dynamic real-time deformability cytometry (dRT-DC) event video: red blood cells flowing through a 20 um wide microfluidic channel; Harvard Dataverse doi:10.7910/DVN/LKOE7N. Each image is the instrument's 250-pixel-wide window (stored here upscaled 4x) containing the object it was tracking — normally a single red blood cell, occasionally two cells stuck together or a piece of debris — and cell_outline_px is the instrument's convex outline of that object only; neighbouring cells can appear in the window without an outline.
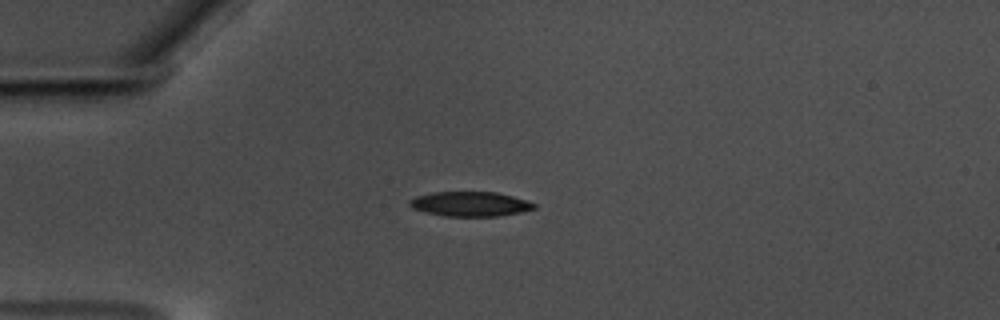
{"species": "common noctule bat (a hibernating species)", "species_latin": "Nyctalus noctula", "temperature_condition": "warm", "stored_images_in_passage": 44, "camera_frame_rate_fps": 3000, "um_per_image_px": 0.085, "animal": {"sex": "male", "body_mass_g": 17.5, "forearm_length_mm": 52.3}, "frame": {"image": 1, "passage_image": 1, "time_ms": 0.0, "image_size_px": [1000, 320], "cell_outline_px": [[536, 208], [520, 212], [500, 216], [444, 216], [412, 208], [408, 204], [408, 200], [416, 196], [432, 192], [496, 192], [512, 196], [536, 204]], "centroid_in_image_um": [39.94, 17.33], "position_along_channel_um": 45.1, "area_um2": 17.8}}
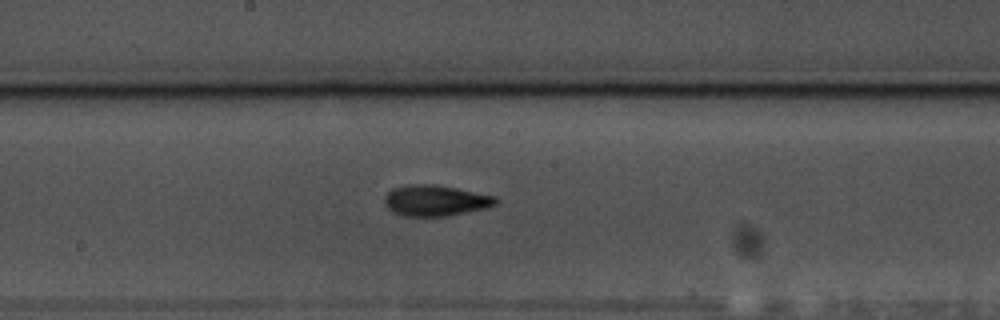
{"frame": {"image": 2, "passage_image": 17, "time_ms": 5.333, "image_size_px": [1000, 320], "cell_outline_px": [[500, 200], [496, 204], [488, 208], [448, 216], [404, 216], [392, 212], [384, 204], [384, 196], [392, 188], [412, 184], [432, 184], [456, 188], [496, 196]], "centroid_in_image_um": [37.03, 17.05], "position_along_channel_um": 211.2, "area_um2": 20.23}}
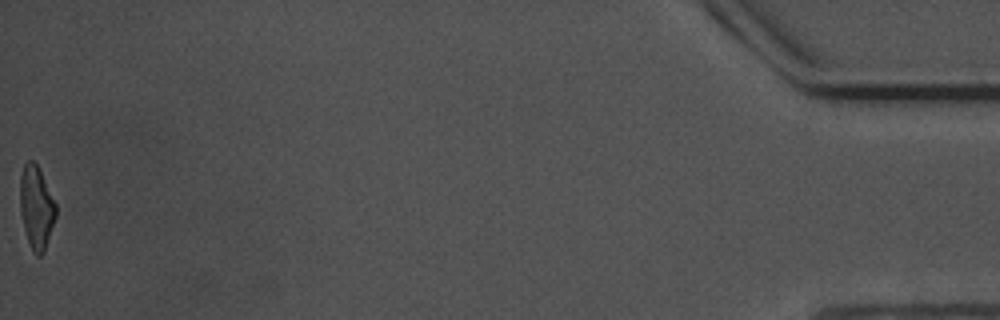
{"frame": {"image": 3, "passage_image": 44, "time_ms": 14.333, "image_size_px": [1000, 320], "cell_outline_px": [[56, 216], [44, 252], [40, 256], [36, 256], [32, 252], [24, 228], [20, 212], [20, 176], [24, 164], [28, 160], [32, 160], [36, 164], [56, 204]], "centroid_in_image_um": [3.08, 17.66], "position_along_channel_um": 432.1, "area_um2": 17.11}, "authors_computed_cell_mechanics": {"area_um2": 18.4671, "velocity_mm_per_s": 3.5312, "shape_relaxation_time_tau1_ms": 4.2075, "shape_relaxation_time_tau2_ms": 3.6168, "deformation_change_tau1": 0.1658, "deformation_change_tau2": 0.1182}}